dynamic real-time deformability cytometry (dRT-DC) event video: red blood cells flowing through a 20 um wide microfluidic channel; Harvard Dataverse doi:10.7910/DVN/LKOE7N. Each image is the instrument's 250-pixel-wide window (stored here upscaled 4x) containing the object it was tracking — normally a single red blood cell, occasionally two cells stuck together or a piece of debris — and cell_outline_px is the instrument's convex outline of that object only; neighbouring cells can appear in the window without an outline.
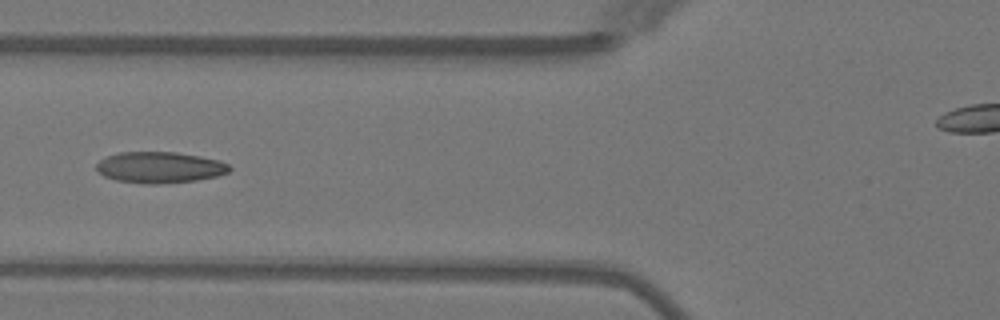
{"species": "Egyptian fruit bat (a non-hibernating species)", "species_latin": "Rousettus aegyptiacus", "temperature_condition": "warm", "stored_images_in_passage": 6, "camera_frame_rate_fps": 3000, "um_per_image_px": 0.085, "animal": {"sex": "female"}, "frame": {"image": 1, "passage_image": 5, "time_ms": 5.667, "image_size_px": [1000, 320], "cell_outline_px": [[232, 168], [228, 172], [216, 176], [196, 180], [156, 184], [148, 184], [116, 180], [104, 176], [96, 168], [96, 164], [100, 160], [108, 156], [120, 152], [176, 152], [200, 156], [220, 160], [228, 164]], "centroid_in_image_um": [13.59, 14.22], "position_along_channel_um": 112.2, "area_um2": 24.04}}
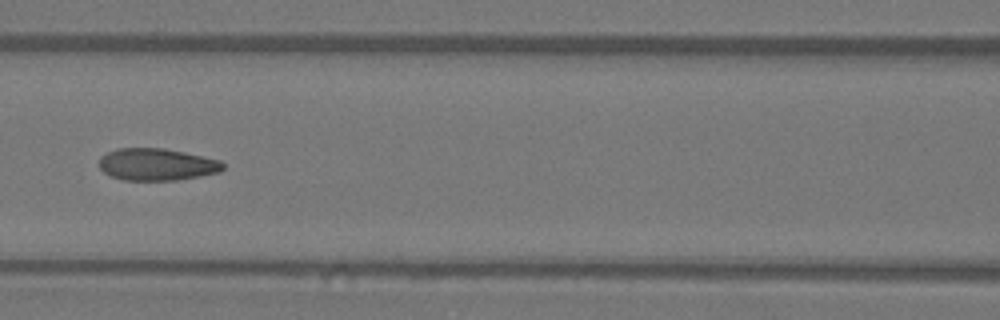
{"frame": {"image": 2, "passage_image": 6, "time_ms": 6.667, "image_size_px": [1000, 320], "cell_outline_px": [[224, 168], [220, 172], [200, 176], [176, 180], [124, 180], [112, 176], [104, 172], [100, 168], [100, 156], [116, 148], [164, 148], [184, 152], [220, 160], [224, 164]], "centroid_in_image_um": [13.34, 13.97], "position_along_channel_um": 153.3, "area_um2": 23.12}}